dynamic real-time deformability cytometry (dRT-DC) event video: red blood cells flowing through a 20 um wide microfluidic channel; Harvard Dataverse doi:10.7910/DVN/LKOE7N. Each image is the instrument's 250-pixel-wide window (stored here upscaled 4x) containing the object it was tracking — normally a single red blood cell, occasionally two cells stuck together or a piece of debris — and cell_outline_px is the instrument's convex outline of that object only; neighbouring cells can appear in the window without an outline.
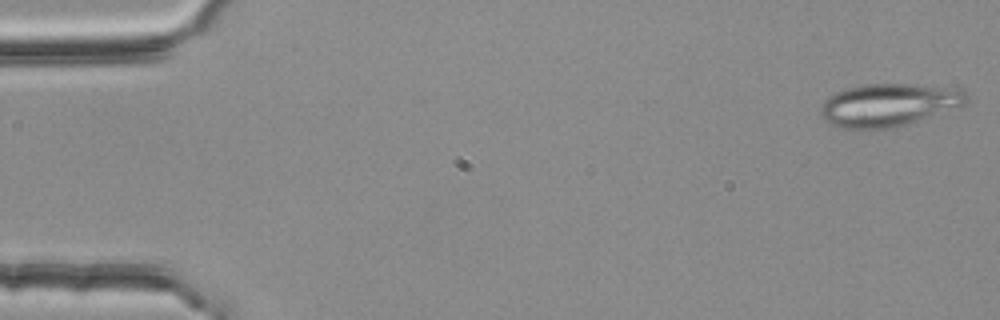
{"species": "common noctule bat (a hibernating species)", "species_latin": "Nyctalus noctula", "temperature_condition": "room temperature", "stored_images_in_passage": 4, "camera_frame_rate_fps": 3000, "um_per_image_px": 0.085, "animal": {"sex": "female", "body_mass_g": 25.1}, "frame": {"image": 1, "passage_image": 1, "time_ms": 0.0, "image_size_px": [1000, 320], "cell_outline_px": [[968, 100], [964, 104], [904, 124], [888, 128], [844, 128], [832, 124], [824, 120], [820, 116], [820, 108], [824, 100], [828, 96], [836, 92], [848, 88], [864, 84], [916, 84], [964, 88], [968, 96]], "centroid_in_image_um": [75.52, 8.88], "position_along_channel_um": 9.5, "area_um2": 35.95}}